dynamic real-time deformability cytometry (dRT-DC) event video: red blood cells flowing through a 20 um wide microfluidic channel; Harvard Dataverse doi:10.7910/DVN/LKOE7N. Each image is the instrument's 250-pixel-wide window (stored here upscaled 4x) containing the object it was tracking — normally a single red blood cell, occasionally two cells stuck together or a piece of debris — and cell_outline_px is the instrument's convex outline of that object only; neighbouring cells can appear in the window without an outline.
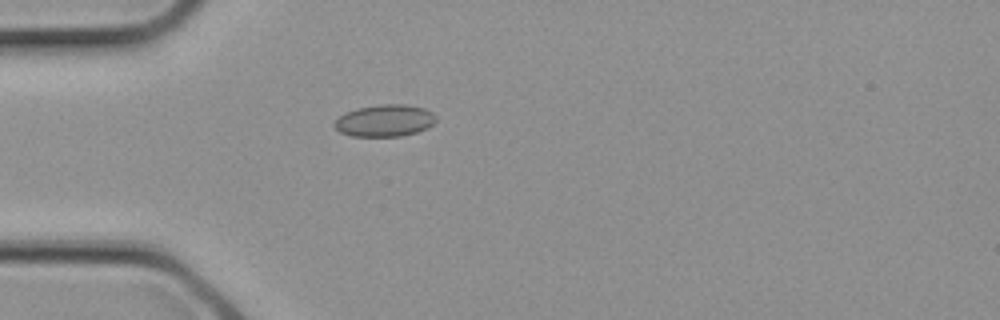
{"species": "common noctule bat (a hibernating species)", "species_latin": "Nyctalus noctula", "temperature_condition": "cold", "stored_images_in_passage": 2, "camera_frame_rate_fps": 3000, "um_per_image_px": 0.085, "animal": {"sex": "female", "body_mass_g": 21.9}, "frame": {"image": 1, "passage_image": 2, "time_ms": 0.333, "image_size_px": [1000, 320], "cell_outline_px": [[436, 120], [428, 128], [416, 132], [400, 136], [352, 136], [340, 132], [332, 124], [344, 112], [356, 108], [380, 104], [404, 104], [424, 108], [432, 112], [436, 116]], "centroid_in_image_um": [32.69, 10.24], "position_along_channel_um": 52.3, "area_um2": 18.96}}